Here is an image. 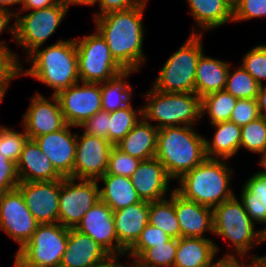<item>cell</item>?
I'll return each instance as SVG.
<instances>
[{
    "label": "cell",
    "mask_w": 266,
    "mask_h": 267,
    "mask_svg": "<svg viewBox=\"0 0 266 267\" xmlns=\"http://www.w3.org/2000/svg\"><path fill=\"white\" fill-rule=\"evenodd\" d=\"M146 4L94 18L95 30L107 42L112 57L125 71H140L147 58L142 47Z\"/></svg>",
    "instance_id": "1"
},
{
    "label": "cell",
    "mask_w": 266,
    "mask_h": 267,
    "mask_svg": "<svg viewBox=\"0 0 266 267\" xmlns=\"http://www.w3.org/2000/svg\"><path fill=\"white\" fill-rule=\"evenodd\" d=\"M25 62L31 67L23 69L21 76H30L54 89L52 95L80 81L75 40H58L45 48L35 49Z\"/></svg>",
    "instance_id": "2"
},
{
    "label": "cell",
    "mask_w": 266,
    "mask_h": 267,
    "mask_svg": "<svg viewBox=\"0 0 266 267\" xmlns=\"http://www.w3.org/2000/svg\"><path fill=\"white\" fill-rule=\"evenodd\" d=\"M228 160L206 158L178 180L175 191L183 198L214 208L235 196L230 187L234 170Z\"/></svg>",
    "instance_id": "3"
},
{
    "label": "cell",
    "mask_w": 266,
    "mask_h": 267,
    "mask_svg": "<svg viewBox=\"0 0 266 267\" xmlns=\"http://www.w3.org/2000/svg\"><path fill=\"white\" fill-rule=\"evenodd\" d=\"M205 137L194 126H173L158 129L156 158L168 175L178 180L206 158Z\"/></svg>",
    "instance_id": "4"
},
{
    "label": "cell",
    "mask_w": 266,
    "mask_h": 267,
    "mask_svg": "<svg viewBox=\"0 0 266 267\" xmlns=\"http://www.w3.org/2000/svg\"><path fill=\"white\" fill-rule=\"evenodd\" d=\"M213 234L230 241L232 250L224 256H242L260 260L262 256L249 255L250 249L264 242V233L255 229L256 225L246 212L237 196L224 201L213 209ZM235 253V254H234ZM247 254V255H246Z\"/></svg>",
    "instance_id": "5"
},
{
    "label": "cell",
    "mask_w": 266,
    "mask_h": 267,
    "mask_svg": "<svg viewBox=\"0 0 266 267\" xmlns=\"http://www.w3.org/2000/svg\"><path fill=\"white\" fill-rule=\"evenodd\" d=\"M145 106L142 107L143 118L157 129L173 126H194L202 118L201 98L194 92L169 93L150 88L142 94Z\"/></svg>",
    "instance_id": "6"
},
{
    "label": "cell",
    "mask_w": 266,
    "mask_h": 267,
    "mask_svg": "<svg viewBox=\"0 0 266 267\" xmlns=\"http://www.w3.org/2000/svg\"><path fill=\"white\" fill-rule=\"evenodd\" d=\"M203 34L189 35L186 42L166 60L152 88L160 92L195 91L197 62L204 51Z\"/></svg>",
    "instance_id": "7"
},
{
    "label": "cell",
    "mask_w": 266,
    "mask_h": 267,
    "mask_svg": "<svg viewBox=\"0 0 266 267\" xmlns=\"http://www.w3.org/2000/svg\"><path fill=\"white\" fill-rule=\"evenodd\" d=\"M68 228L60 223L38 224L14 259V267H60L66 251Z\"/></svg>",
    "instance_id": "8"
},
{
    "label": "cell",
    "mask_w": 266,
    "mask_h": 267,
    "mask_svg": "<svg viewBox=\"0 0 266 267\" xmlns=\"http://www.w3.org/2000/svg\"><path fill=\"white\" fill-rule=\"evenodd\" d=\"M74 40L80 82L103 83L125 71L112 57L107 42L96 30L82 39Z\"/></svg>",
    "instance_id": "9"
},
{
    "label": "cell",
    "mask_w": 266,
    "mask_h": 267,
    "mask_svg": "<svg viewBox=\"0 0 266 267\" xmlns=\"http://www.w3.org/2000/svg\"><path fill=\"white\" fill-rule=\"evenodd\" d=\"M68 5L57 4L25 15L17 13L14 20V41L24 48L27 56L37 48H42L61 24L68 12Z\"/></svg>",
    "instance_id": "10"
},
{
    "label": "cell",
    "mask_w": 266,
    "mask_h": 267,
    "mask_svg": "<svg viewBox=\"0 0 266 267\" xmlns=\"http://www.w3.org/2000/svg\"><path fill=\"white\" fill-rule=\"evenodd\" d=\"M99 200L97 180L63 177L59 194L58 223L67 228H75L84 214Z\"/></svg>",
    "instance_id": "11"
},
{
    "label": "cell",
    "mask_w": 266,
    "mask_h": 267,
    "mask_svg": "<svg viewBox=\"0 0 266 267\" xmlns=\"http://www.w3.org/2000/svg\"><path fill=\"white\" fill-rule=\"evenodd\" d=\"M38 224L18 188L0 194V229L18 243L17 252L29 241Z\"/></svg>",
    "instance_id": "12"
},
{
    "label": "cell",
    "mask_w": 266,
    "mask_h": 267,
    "mask_svg": "<svg viewBox=\"0 0 266 267\" xmlns=\"http://www.w3.org/2000/svg\"><path fill=\"white\" fill-rule=\"evenodd\" d=\"M56 96L66 123L76 128L102 110L100 83L79 81Z\"/></svg>",
    "instance_id": "13"
},
{
    "label": "cell",
    "mask_w": 266,
    "mask_h": 267,
    "mask_svg": "<svg viewBox=\"0 0 266 267\" xmlns=\"http://www.w3.org/2000/svg\"><path fill=\"white\" fill-rule=\"evenodd\" d=\"M107 139L86 133L76 138V153L73 167L75 179L98 180L107 171L110 151L113 148Z\"/></svg>",
    "instance_id": "14"
},
{
    "label": "cell",
    "mask_w": 266,
    "mask_h": 267,
    "mask_svg": "<svg viewBox=\"0 0 266 267\" xmlns=\"http://www.w3.org/2000/svg\"><path fill=\"white\" fill-rule=\"evenodd\" d=\"M29 99L30 104L22 116L21 124L28 139L34 140L36 137L56 132L67 125L56 95L51 94L50 99L53 102L39 92Z\"/></svg>",
    "instance_id": "15"
},
{
    "label": "cell",
    "mask_w": 266,
    "mask_h": 267,
    "mask_svg": "<svg viewBox=\"0 0 266 267\" xmlns=\"http://www.w3.org/2000/svg\"><path fill=\"white\" fill-rule=\"evenodd\" d=\"M75 229L94 239L112 257L126 255V251L118 242L113 220V210L101 200L84 214Z\"/></svg>",
    "instance_id": "16"
},
{
    "label": "cell",
    "mask_w": 266,
    "mask_h": 267,
    "mask_svg": "<svg viewBox=\"0 0 266 267\" xmlns=\"http://www.w3.org/2000/svg\"><path fill=\"white\" fill-rule=\"evenodd\" d=\"M62 179L41 182H20L26 206L39 224L58 223L59 194Z\"/></svg>",
    "instance_id": "17"
},
{
    "label": "cell",
    "mask_w": 266,
    "mask_h": 267,
    "mask_svg": "<svg viewBox=\"0 0 266 267\" xmlns=\"http://www.w3.org/2000/svg\"><path fill=\"white\" fill-rule=\"evenodd\" d=\"M66 125L64 128L36 137L34 140L39 145L43 154L50 159L55 170L62 177H70L73 174V167L76 153L77 132L72 133Z\"/></svg>",
    "instance_id": "18"
},
{
    "label": "cell",
    "mask_w": 266,
    "mask_h": 267,
    "mask_svg": "<svg viewBox=\"0 0 266 267\" xmlns=\"http://www.w3.org/2000/svg\"><path fill=\"white\" fill-rule=\"evenodd\" d=\"M130 179L141 200L148 202L166 199L175 190L169 188L172 178L156 157L141 160Z\"/></svg>",
    "instance_id": "19"
},
{
    "label": "cell",
    "mask_w": 266,
    "mask_h": 267,
    "mask_svg": "<svg viewBox=\"0 0 266 267\" xmlns=\"http://www.w3.org/2000/svg\"><path fill=\"white\" fill-rule=\"evenodd\" d=\"M112 256L90 236L68 228L66 251L60 267H98Z\"/></svg>",
    "instance_id": "20"
},
{
    "label": "cell",
    "mask_w": 266,
    "mask_h": 267,
    "mask_svg": "<svg viewBox=\"0 0 266 267\" xmlns=\"http://www.w3.org/2000/svg\"><path fill=\"white\" fill-rule=\"evenodd\" d=\"M175 213L179 222L181 237L208 238L213 234V210L210 207L187 200L175 191Z\"/></svg>",
    "instance_id": "21"
},
{
    "label": "cell",
    "mask_w": 266,
    "mask_h": 267,
    "mask_svg": "<svg viewBox=\"0 0 266 267\" xmlns=\"http://www.w3.org/2000/svg\"><path fill=\"white\" fill-rule=\"evenodd\" d=\"M113 220L119 245L127 252L149 224V202L142 200L113 211Z\"/></svg>",
    "instance_id": "22"
},
{
    "label": "cell",
    "mask_w": 266,
    "mask_h": 267,
    "mask_svg": "<svg viewBox=\"0 0 266 267\" xmlns=\"http://www.w3.org/2000/svg\"><path fill=\"white\" fill-rule=\"evenodd\" d=\"M17 172L20 182L53 181L63 178L33 139H27L23 145L17 162Z\"/></svg>",
    "instance_id": "23"
},
{
    "label": "cell",
    "mask_w": 266,
    "mask_h": 267,
    "mask_svg": "<svg viewBox=\"0 0 266 267\" xmlns=\"http://www.w3.org/2000/svg\"><path fill=\"white\" fill-rule=\"evenodd\" d=\"M197 28L192 34H202L205 30L216 29L233 22V7L226 0H186Z\"/></svg>",
    "instance_id": "24"
},
{
    "label": "cell",
    "mask_w": 266,
    "mask_h": 267,
    "mask_svg": "<svg viewBox=\"0 0 266 267\" xmlns=\"http://www.w3.org/2000/svg\"><path fill=\"white\" fill-rule=\"evenodd\" d=\"M219 251L210 238L181 237L173 267H208Z\"/></svg>",
    "instance_id": "25"
},
{
    "label": "cell",
    "mask_w": 266,
    "mask_h": 267,
    "mask_svg": "<svg viewBox=\"0 0 266 267\" xmlns=\"http://www.w3.org/2000/svg\"><path fill=\"white\" fill-rule=\"evenodd\" d=\"M143 117L115 146L140 160L154 158L157 151L158 129Z\"/></svg>",
    "instance_id": "26"
},
{
    "label": "cell",
    "mask_w": 266,
    "mask_h": 267,
    "mask_svg": "<svg viewBox=\"0 0 266 267\" xmlns=\"http://www.w3.org/2000/svg\"><path fill=\"white\" fill-rule=\"evenodd\" d=\"M230 64L206 56L203 52L197 62L194 93L203 98L207 94L225 90Z\"/></svg>",
    "instance_id": "27"
},
{
    "label": "cell",
    "mask_w": 266,
    "mask_h": 267,
    "mask_svg": "<svg viewBox=\"0 0 266 267\" xmlns=\"http://www.w3.org/2000/svg\"><path fill=\"white\" fill-rule=\"evenodd\" d=\"M97 182L104 184L99 187L100 200L113 211L142 201L130 177L105 173Z\"/></svg>",
    "instance_id": "28"
},
{
    "label": "cell",
    "mask_w": 266,
    "mask_h": 267,
    "mask_svg": "<svg viewBox=\"0 0 266 267\" xmlns=\"http://www.w3.org/2000/svg\"><path fill=\"white\" fill-rule=\"evenodd\" d=\"M211 125L214 126L216 132L211 140L205 137L207 158L230 160L240 150L241 126L230 121Z\"/></svg>",
    "instance_id": "29"
},
{
    "label": "cell",
    "mask_w": 266,
    "mask_h": 267,
    "mask_svg": "<svg viewBox=\"0 0 266 267\" xmlns=\"http://www.w3.org/2000/svg\"><path fill=\"white\" fill-rule=\"evenodd\" d=\"M240 200L255 225H266V175L254 173L249 177L242 187ZM261 231L265 233L266 226Z\"/></svg>",
    "instance_id": "30"
},
{
    "label": "cell",
    "mask_w": 266,
    "mask_h": 267,
    "mask_svg": "<svg viewBox=\"0 0 266 267\" xmlns=\"http://www.w3.org/2000/svg\"><path fill=\"white\" fill-rule=\"evenodd\" d=\"M135 71H124L112 80L100 83L102 94V110L116 111L131 103L134 90L127 82V78Z\"/></svg>",
    "instance_id": "31"
},
{
    "label": "cell",
    "mask_w": 266,
    "mask_h": 267,
    "mask_svg": "<svg viewBox=\"0 0 266 267\" xmlns=\"http://www.w3.org/2000/svg\"><path fill=\"white\" fill-rule=\"evenodd\" d=\"M149 224L160 228L171 238H181L179 222L175 213V190L166 199L149 202Z\"/></svg>",
    "instance_id": "32"
},
{
    "label": "cell",
    "mask_w": 266,
    "mask_h": 267,
    "mask_svg": "<svg viewBox=\"0 0 266 267\" xmlns=\"http://www.w3.org/2000/svg\"><path fill=\"white\" fill-rule=\"evenodd\" d=\"M237 100L226 90L207 94L201 98V116L208 114L210 124L229 121Z\"/></svg>",
    "instance_id": "33"
},
{
    "label": "cell",
    "mask_w": 266,
    "mask_h": 267,
    "mask_svg": "<svg viewBox=\"0 0 266 267\" xmlns=\"http://www.w3.org/2000/svg\"><path fill=\"white\" fill-rule=\"evenodd\" d=\"M142 107L138 110L129 105L110 112L109 142L116 145L142 119Z\"/></svg>",
    "instance_id": "34"
},
{
    "label": "cell",
    "mask_w": 266,
    "mask_h": 267,
    "mask_svg": "<svg viewBox=\"0 0 266 267\" xmlns=\"http://www.w3.org/2000/svg\"><path fill=\"white\" fill-rule=\"evenodd\" d=\"M234 68L230 64L225 90L237 99H256L260 85L241 65Z\"/></svg>",
    "instance_id": "35"
},
{
    "label": "cell",
    "mask_w": 266,
    "mask_h": 267,
    "mask_svg": "<svg viewBox=\"0 0 266 267\" xmlns=\"http://www.w3.org/2000/svg\"><path fill=\"white\" fill-rule=\"evenodd\" d=\"M177 252V239L145 249L134 261L142 267H173Z\"/></svg>",
    "instance_id": "36"
},
{
    "label": "cell",
    "mask_w": 266,
    "mask_h": 267,
    "mask_svg": "<svg viewBox=\"0 0 266 267\" xmlns=\"http://www.w3.org/2000/svg\"><path fill=\"white\" fill-rule=\"evenodd\" d=\"M240 149L260 154L266 150V117L261 115L256 120L241 126Z\"/></svg>",
    "instance_id": "37"
},
{
    "label": "cell",
    "mask_w": 266,
    "mask_h": 267,
    "mask_svg": "<svg viewBox=\"0 0 266 267\" xmlns=\"http://www.w3.org/2000/svg\"><path fill=\"white\" fill-rule=\"evenodd\" d=\"M27 139L28 136L25 130L19 132L0 125V153L16 164L19 161L23 145Z\"/></svg>",
    "instance_id": "38"
},
{
    "label": "cell",
    "mask_w": 266,
    "mask_h": 267,
    "mask_svg": "<svg viewBox=\"0 0 266 267\" xmlns=\"http://www.w3.org/2000/svg\"><path fill=\"white\" fill-rule=\"evenodd\" d=\"M21 77V63L17 53L10 48H0V95H5L10 81Z\"/></svg>",
    "instance_id": "39"
},
{
    "label": "cell",
    "mask_w": 266,
    "mask_h": 267,
    "mask_svg": "<svg viewBox=\"0 0 266 267\" xmlns=\"http://www.w3.org/2000/svg\"><path fill=\"white\" fill-rule=\"evenodd\" d=\"M241 66L262 86L266 80V44H260L247 52Z\"/></svg>",
    "instance_id": "40"
},
{
    "label": "cell",
    "mask_w": 266,
    "mask_h": 267,
    "mask_svg": "<svg viewBox=\"0 0 266 267\" xmlns=\"http://www.w3.org/2000/svg\"><path fill=\"white\" fill-rule=\"evenodd\" d=\"M171 237L160 228L147 224L137 242L126 252L128 258L135 260L145 249L166 243Z\"/></svg>",
    "instance_id": "41"
},
{
    "label": "cell",
    "mask_w": 266,
    "mask_h": 267,
    "mask_svg": "<svg viewBox=\"0 0 266 267\" xmlns=\"http://www.w3.org/2000/svg\"><path fill=\"white\" fill-rule=\"evenodd\" d=\"M141 160L118 149L115 145L110 151L106 173L131 177Z\"/></svg>",
    "instance_id": "42"
},
{
    "label": "cell",
    "mask_w": 266,
    "mask_h": 267,
    "mask_svg": "<svg viewBox=\"0 0 266 267\" xmlns=\"http://www.w3.org/2000/svg\"><path fill=\"white\" fill-rule=\"evenodd\" d=\"M266 17V0H239L233 7V22Z\"/></svg>",
    "instance_id": "43"
},
{
    "label": "cell",
    "mask_w": 266,
    "mask_h": 267,
    "mask_svg": "<svg viewBox=\"0 0 266 267\" xmlns=\"http://www.w3.org/2000/svg\"><path fill=\"white\" fill-rule=\"evenodd\" d=\"M260 116L256 99H238L229 121L243 126Z\"/></svg>",
    "instance_id": "44"
},
{
    "label": "cell",
    "mask_w": 266,
    "mask_h": 267,
    "mask_svg": "<svg viewBox=\"0 0 266 267\" xmlns=\"http://www.w3.org/2000/svg\"><path fill=\"white\" fill-rule=\"evenodd\" d=\"M109 120L110 112L101 110L87 119L80 128H84L83 132L88 135L102 137L109 141Z\"/></svg>",
    "instance_id": "45"
},
{
    "label": "cell",
    "mask_w": 266,
    "mask_h": 267,
    "mask_svg": "<svg viewBox=\"0 0 266 267\" xmlns=\"http://www.w3.org/2000/svg\"><path fill=\"white\" fill-rule=\"evenodd\" d=\"M19 183L17 164L0 153V194L17 188Z\"/></svg>",
    "instance_id": "46"
},
{
    "label": "cell",
    "mask_w": 266,
    "mask_h": 267,
    "mask_svg": "<svg viewBox=\"0 0 266 267\" xmlns=\"http://www.w3.org/2000/svg\"><path fill=\"white\" fill-rule=\"evenodd\" d=\"M147 2L148 0H95L90 6L97 4L100 9L94 13V19L109 12L128 10Z\"/></svg>",
    "instance_id": "47"
},
{
    "label": "cell",
    "mask_w": 266,
    "mask_h": 267,
    "mask_svg": "<svg viewBox=\"0 0 266 267\" xmlns=\"http://www.w3.org/2000/svg\"><path fill=\"white\" fill-rule=\"evenodd\" d=\"M241 260L237 256H223L216 262L213 260L208 267H261L260 260L250 258V261L240 256Z\"/></svg>",
    "instance_id": "48"
},
{
    "label": "cell",
    "mask_w": 266,
    "mask_h": 267,
    "mask_svg": "<svg viewBox=\"0 0 266 267\" xmlns=\"http://www.w3.org/2000/svg\"><path fill=\"white\" fill-rule=\"evenodd\" d=\"M14 15L7 10L1 9L0 8V34L3 33V31H6L7 33L12 34V39L14 40V23L9 26L11 23L10 20L11 18L14 19ZM6 41L1 40L0 41V48H9Z\"/></svg>",
    "instance_id": "49"
},
{
    "label": "cell",
    "mask_w": 266,
    "mask_h": 267,
    "mask_svg": "<svg viewBox=\"0 0 266 267\" xmlns=\"http://www.w3.org/2000/svg\"><path fill=\"white\" fill-rule=\"evenodd\" d=\"M58 0H22L21 7L19 9L22 12L34 11L38 9H44L57 4Z\"/></svg>",
    "instance_id": "50"
},
{
    "label": "cell",
    "mask_w": 266,
    "mask_h": 267,
    "mask_svg": "<svg viewBox=\"0 0 266 267\" xmlns=\"http://www.w3.org/2000/svg\"><path fill=\"white\" fill-rule=\"evenodd\" d=\"M256 100L260 115L266 117V85L260 86Z\"/></svg>",
    "instance_id": "51"
},
{
    "label": "cell",
    "mask_w": 266,
    "mask_h": 267,
    "mask_svg": "<svg viewBox=\"0 0 266 267\" xmlns=\"http://www.w3.org/2000/svg\"><path fill=\"white\" fill-rule=\"evenodd\" d=\"M22 0H0V8L10 11L14 16L17 15L18 12L12 11L9 7H14V4H20L21 5Z\"/></svg>",
    "instance_id": "52"
},
{
    "label": "cell",
    "mask_w": 266,
    "mask_h": 267,
    "mask_svg": "<svg viewBox=\"0 0 266 267\" xmlns=\"http://www.w3.org/2000/svg\"><path fill=\"white\" fill-rule=\"evenodd\" d=\"M98 267H126V265L118 262V257H111L106 263Z\"/></svg>",
    "instance_id": "53"
},
{
    "label": "cell",
    "mask_w": 266,
    "mask_h": 267,
    "mask_svg": "<svg viewBox=\"0 0 266 267\" xmlns=\"http://www.w3.org/2000/svg\"><path fill=\"white\" fill-rule=\"evenodd\" d=\"M260 155H261L260 157L261 159L259 160L260 161L259 164L265 170L257 171L256 174L266 175V150L260 153Z\"/></svg>",
    "instance_id": "54"
},
{
    "label": "cell",
    "mask_w": 266,
    "mask_h": 267,
    "mask_svg": "<svg viewBox=\"0 0 266 267\" xmlns=\"http://www.w3.org/2000/svg\"><path fill=\"white\" fill-rule=\"evenodd\" d=\"M60 3H64L68 6L72 5H82V0H58Z\"/></svg>",
    "instance_id": "55"
},
{
    "label": "cell",
    "mask_w": 266,
    "mask_h": 267,
    "mask_svg": "<svg viewBox=\"0 0 266 267\" xmlns=\"http://www.w3.org/2000/svg\"><path fill=\"white\" fill-rule=\"evenodd\" d=\"M261 259H260V262H261V267H266V254L265 255H261Z\"/></svg>",
    "instance_id": "56"
},
{
    "label": "cell",
    "mask_w": 266,
    "mask_h": 267,
    "mask_svg": "<svg viewBox=\"0 0 266 267\" xmlns=\"http://www.w3.org/2000/svg\"><path fill=\"white\" fill-rule=\"evenodd\" d=\"M126 267H142V266H140L138 263H136L134 260H132L130 264L128 263V265L126 263Z\"/></svg>",
    "instance_id": "57"
},
{
    "label": "cell",
    "mask_w": 266,
    "mask_h": 267,
    "mask_svg": "<svg viewBox=\"0 0 266 267\" xmlns=\"http://www.w3.org/2000/svg\"><path fill=\"white\" fill-rule=\"evenodd\" d=\"M95 0H82V5H91Z\"/></svg>",
    "instance_id": "58"
},
{
    "label": "cell",
    "mask_w": 266,
    "mask_h": 267,
    "mask_svg": "<svg viewBox=\"0 0 266 267\" xmlns=\"http://www.w3.org/2000/svg\"><path fill=\"white\" fill-rule=\"evenodd\" d=\"M232 7H234L238 2L239 0H226Z\"/></svg>",
    "instance_id": "59"
},
{
    "label": "cell",
    "mask_w": 266,
    "mask_h": 267,
    "mask_svg": "<svg viewBox=\"0 0 266 267\" xmlns=\"http://www.w3.org/2000/svg\"><path fill=\"white\" fill-rule=\"evenodd\" d=\"M4 96L5 95H0V104H1V101H3Z\"/></svg>",
    "instance_id": "60"
},
{
    "label": "cell",
    "mask_w": 266,
    "mask_h": 267,
    "mask_svg": "<svg viewBox=\"0 0 266 267\" xmlns=\"http://www.w3.org/2000/svg\"><path fill=\"white\" fill-rule=\"evenodd\" d=\"M266 241V232L264 233V242Z\"/></svg>",
    "instance_id": "61"
}]
</instances>
